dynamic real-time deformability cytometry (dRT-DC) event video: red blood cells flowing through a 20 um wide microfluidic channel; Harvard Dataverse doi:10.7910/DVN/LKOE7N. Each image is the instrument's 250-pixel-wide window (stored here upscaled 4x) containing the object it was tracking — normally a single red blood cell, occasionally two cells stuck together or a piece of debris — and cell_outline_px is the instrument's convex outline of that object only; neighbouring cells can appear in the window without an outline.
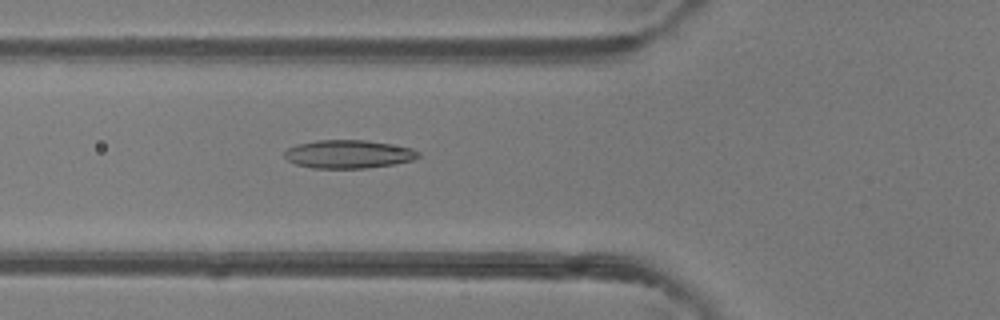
{"species": "common noctule bat (a hibernating species)", "species_latin": "Nyctalus noctula", "temperature_condition": "room temperature", "stored_images_in_passage": 49, "camera_frame_rate_fps": 3000, "um_per_image_px": 0.085, "animal": {"sex": "female"}, "frame": {"image": 1, "passage_image": 18, "time_ms": 5.667, "image_size_px": [1000, 320], "cell_outline_px": [[420, 156], [412, 160], [396, 164], [368, 168], [312, 168], [296, 164], [288, 160], [284, 156], [284, 152], [288, 148], [296, 144], [316, 140], [368, 140], [412, 148], [420, 152]], "centroid_in_image_um": [29.63, 13.1], "position_along_channel_um": 96.2, "area_um2": 22.2}}
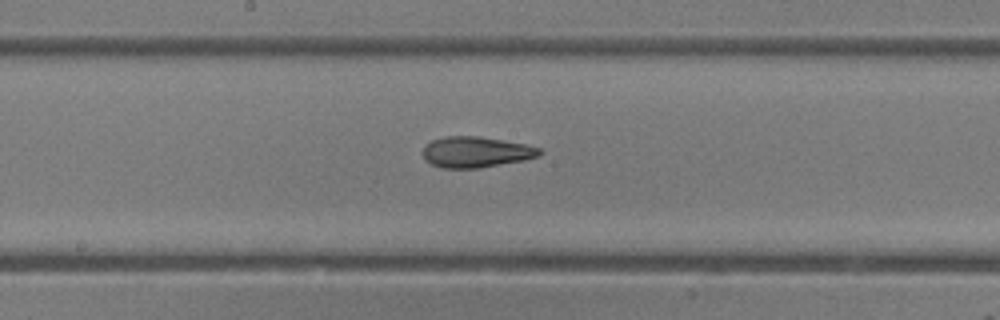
{"frame": {"image": 2, "passage_image": 26, "time_ms": 8.333, "image_size_px": [1000, 320], "cell_outline_px": [[544, 152], [540, 156], [524, 160], [480, 168], [440, 168], [424, 160], [424, 144], [432, 140], [444, 136], [480, 136], [524, 144], [540, 148]], "centroid_in_image_um": [40.45, 12.92], "position_along_channel_um": 207.7, "area_um2": 21.1}}
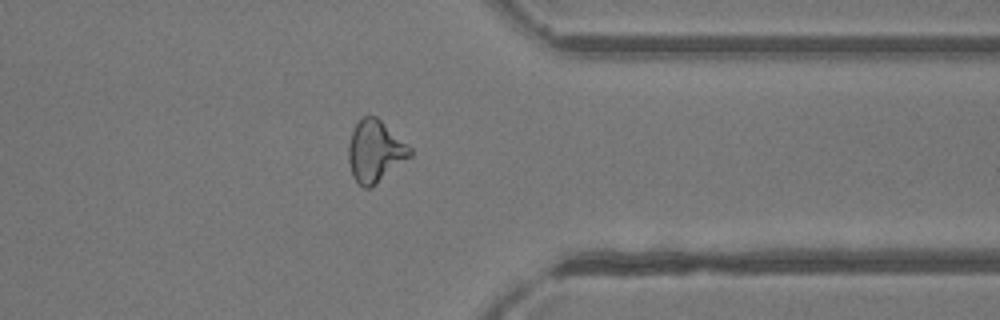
{"frame": {"image": 3, "passage_image": 39, "time_ms": 12.667, "image_size_px": [1000, 320], "cell_outline_px": [[412, 156], [372, 188], [364, 188], [352, 176], [348, 160], [348, 144], [352, 132], [356, 124], [364, 116], [376, 116], [412, 148]], "centroid_in_image_um": [31.89, 12.88], "position_along_channel_um": 379.5, "area_um2": 22.2}, "authors_computed_cell_mechanics": {"area_um2": 21.9062, "velocity_mm_per_s": 4.1595, "shape_relaxation_time_tau1_ms": 7.1121, "shape_relaxation_time_tau2_ms": 2.5661, "deformation_change_tau1": 0.1769, "deformation_change_tau2": 0.1096}}